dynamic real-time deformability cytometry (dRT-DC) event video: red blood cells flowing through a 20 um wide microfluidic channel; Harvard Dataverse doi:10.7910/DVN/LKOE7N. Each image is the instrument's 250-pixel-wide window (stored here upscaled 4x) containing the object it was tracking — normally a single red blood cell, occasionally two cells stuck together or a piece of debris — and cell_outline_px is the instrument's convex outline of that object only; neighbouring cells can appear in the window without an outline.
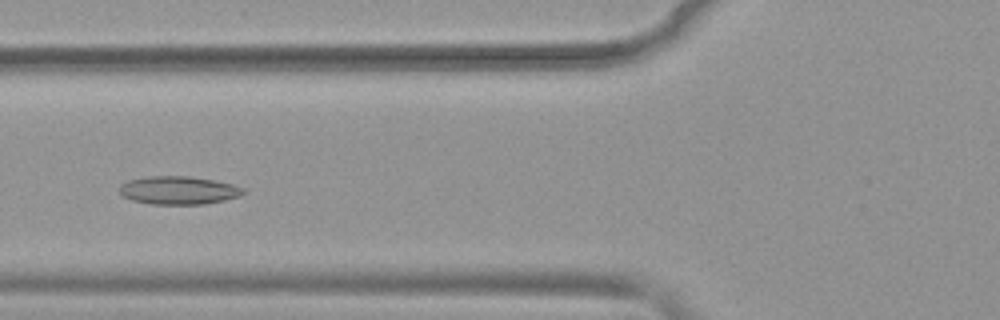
{"species": "common noctule bat (a hibernating species)", "species_latin": "Nyctalus noctula", "temperature_condition": "warm", "stored_images_in_passage": 50, "camera_frame_rate_fps": 3000, "um_per_image_px": 0.085, "animal": {"sex": "female", "body_mass_g": 19.9}, "frame": {"image": 1, "passage_image": 17, "time_ms": 5.333, "image_size_px": [1000, 320], "cell_outline_px": [[248, 192], [240, 196], [224, 200], [204, 204], [152, 204], [132, 200], [124, 196], [120, 192], [120, 184], [128, 180], [148, 176], [188, 176], [212, 180], [232, 184], [244, 188]], "centroid_in_image_um": [15.2, 16.17], "position_along_channel_um": 110.6, "area_um2": 20.29}}
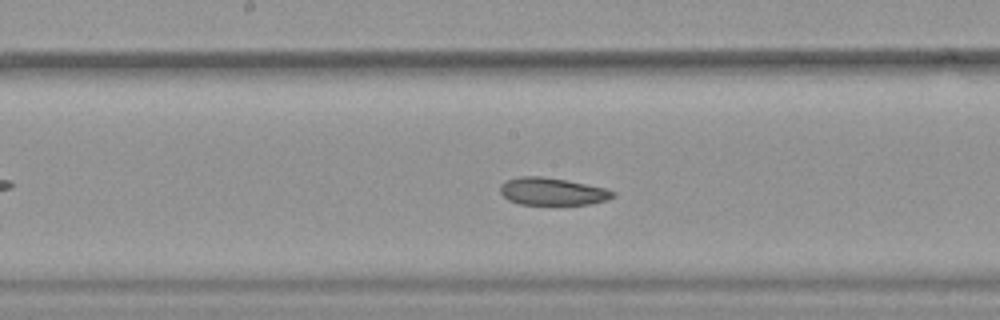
{"frame": {"image": 2, "passage_image": 24, "time_ms": 7.667, "image_size_px": [1000, 320], "cell_outline_px": [[616, 196], [608, 200], [588, 204], [560, 208], [520, 204], [508, 200], [500, 192], [500, 184], [504, 180], [520, 176], [540, 176], [564, 180], [604, 188], [616, 192]], "centroid_in_image_um": [46.94, 16.33], "position_along_channel_um": 201.3, "area_um2": 18.9}}
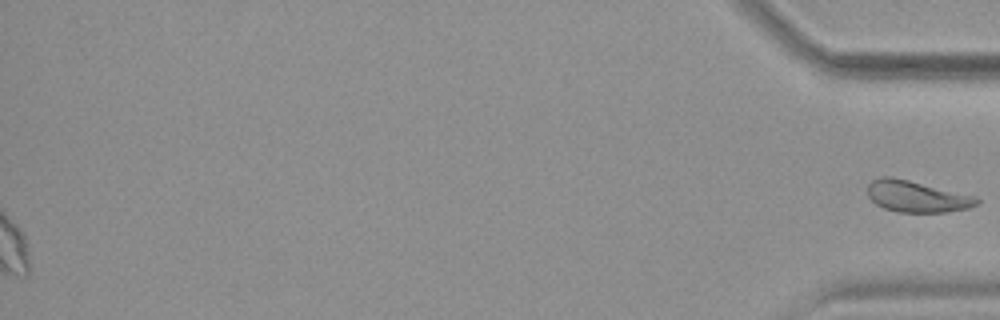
{"frame": {"image": 3, "passage_image": 50, "time_ms": 16.333, "image_size_px": [1000, 320], "cell_outline_px": [[980, 204], [968, 208], [948, 212], [896, 212], [884, 208], [876, 204], [868, 196], [868, 184], [872, 180], [880, 176], [888, 176], [908, 180], [976, 196], [980, 200]], "centroid_in_image_um": [77.93, 16.7], "position_along_channel_um": 357.3, "area_um2": 20.0}}